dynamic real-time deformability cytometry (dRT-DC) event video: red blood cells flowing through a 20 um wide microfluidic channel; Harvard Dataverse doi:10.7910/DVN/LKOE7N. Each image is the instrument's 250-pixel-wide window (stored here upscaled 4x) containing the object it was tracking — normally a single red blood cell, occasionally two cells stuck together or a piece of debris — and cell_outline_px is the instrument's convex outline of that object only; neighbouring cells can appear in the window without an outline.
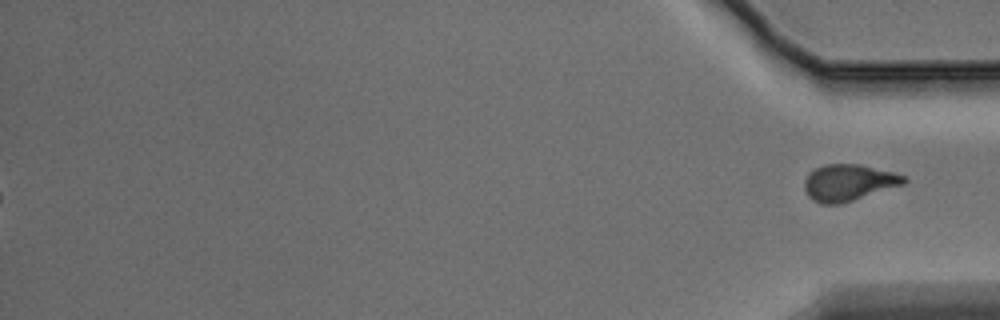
{"species": "Egyptian fruit bat (a non-hibernating species)", "species_latin": "Rousettus aegyptiacus", "temperature_condition": "warm", "stored_images_in_passage": 55, "segment_of_instrument_passage": [2, 2], "camera_frame_rate_fps": 3000, "um_per_image_px": 0.085, "animal": {"sex": "male"}, "frame": {"image": 1, "passage_image": 55, "time_ms": 18.0, "image_size_px": [1000, 320], "cell_outline_px": [[908, 180], [904, 184], [840, 204], [820, 204], [812, 200], [808, 196], [804, 188], [804, 180], [808, 172], [824, 164], [860, 164], [908, 176]], "centroid_in_image_um": [72.11, 15.52], "position_along_channel_um": 363.1, "area_um2": 21.27}}